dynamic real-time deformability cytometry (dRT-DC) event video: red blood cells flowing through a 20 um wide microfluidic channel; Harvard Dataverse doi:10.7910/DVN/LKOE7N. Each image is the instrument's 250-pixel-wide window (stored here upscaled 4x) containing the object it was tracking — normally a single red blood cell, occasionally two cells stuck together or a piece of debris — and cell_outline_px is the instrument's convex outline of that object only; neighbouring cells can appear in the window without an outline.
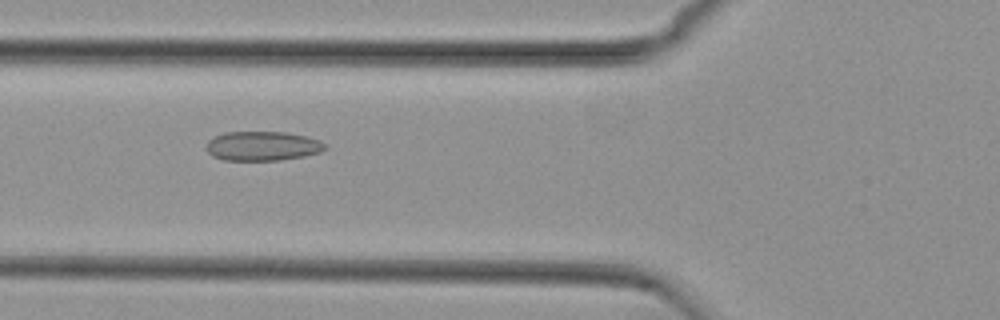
{"species": "common noctule bat (a hibernating species)", "species_latin": "Nyctalus noctula", "temperature_condition": "cold", "stored_images_in_passage": 33, "camera_frame_rate_fps": 3000, "um_per_image_px": 0.085, "animal": {"sex": "female", "body_mass_g": 29.2, "forearm_length_mm": 56.3}, "frame": {"image": 1, "passage_image": 7, "time_ms": 2.0, "image_size_px": [1000, 320], "cell_outline_px": [[328, 148], [320, 152], [304, 156], [280, 160], [224, 160], [212, 156], [208, 152], [208, 140], [224, 132], [284, 132], [304, 136], [320, 140]], "centroid_in_image_um": [22.33, 12.41], "position_along_channel_um": 103.5, "area_um2": 20.17}}
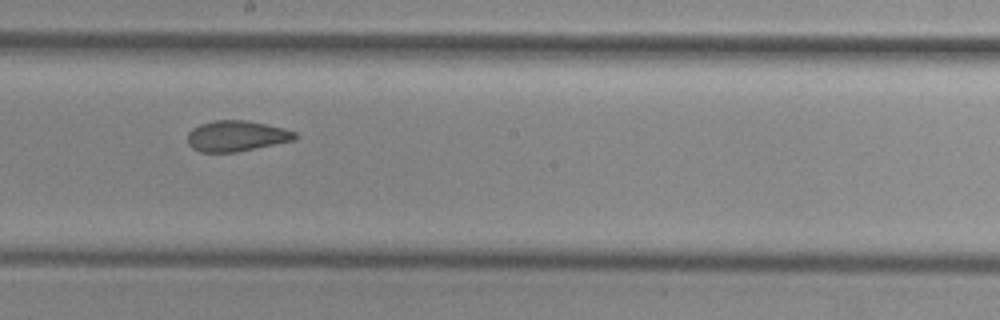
{"frame": {"image": 2, "passage_image": 17, "time_ms": 5.333, "image_size_px": [1000, 320], "cell_outline_px": [[296, 140], [236, 152], [200, 152], [192, 148], [188, 144], [188, 132], [192, 128], [200, 124], [216, 120], [248, 120], [284, 128], [296, 132]], "centroid_in_image_um": [20.1, 11.56], "position_along_channel_um": 228.1, "area_um2": 19.31}}
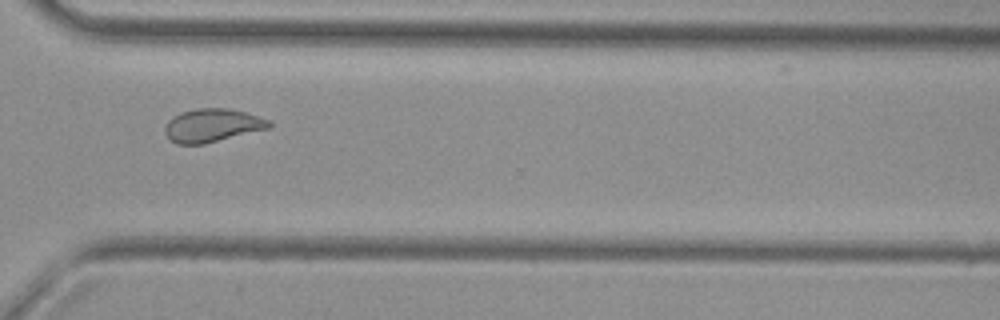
{"frame": {"image": 3, "passage_image": 27, "time_ms": 8.667, "image_size_px": [1000, 320], "cell_outline_px": [[272, 124], [268, 128], [204, 144], [176, 144], [164, 132], [164, 128], [168, 120], [172, 116], [180, 112], [196, 108], [228, 108], [244, 112], [268, 120]], "centroid_in_image_um": [17.99, 10.65], "position_along_channel_um": 352.6, "area_um2": 20.0}}